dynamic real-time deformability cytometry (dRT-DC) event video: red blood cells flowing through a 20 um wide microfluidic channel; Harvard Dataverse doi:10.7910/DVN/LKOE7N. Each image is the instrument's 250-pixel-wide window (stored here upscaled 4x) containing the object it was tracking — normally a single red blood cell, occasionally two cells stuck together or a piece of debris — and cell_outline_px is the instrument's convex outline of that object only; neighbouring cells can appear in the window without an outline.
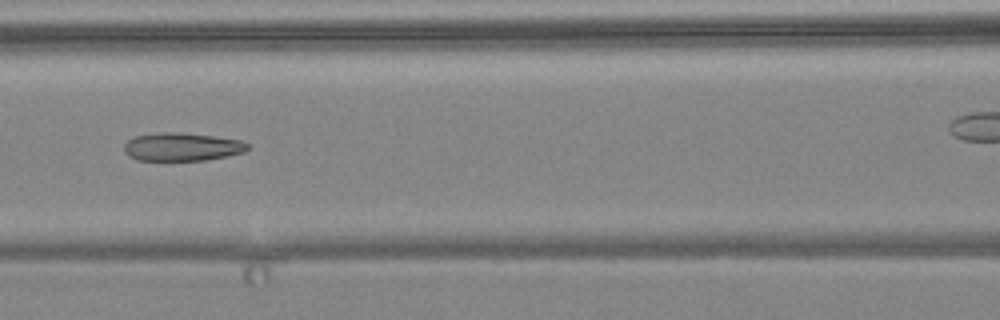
{"species": "common noctule bat (a hibernating species)", "species_latin": "Nyctalus noctula", "temperature_condition": "warm", "stored_images_in_passage": 8, "segment_of_instrument_passage": [1, 2], "camera_frame_rate_fps": 3000, "um_per_image_px": 0.085, "animal": {"sex": "female", "body_mass_g": 24.6, "forearm_length_mm": 56.2}, "frame": {"image": 1, "passage_image": 7, "time_ms": 7.0, "image_size_px": [1000, 320], "cell_outline_px": [[248, 148], [244, 152], [228, 156], [204, 160], [136, 160], [128, 156], [124, 152], [124, 144], [128, 140], [136, 136], [160, 132], [176, 132], [212, 136], [240, 140], [248, 144]], "centroid_in_image_um": [15.44, 12.49], "position_along_channel_um": 151.2, "area_um2": 20.17}}